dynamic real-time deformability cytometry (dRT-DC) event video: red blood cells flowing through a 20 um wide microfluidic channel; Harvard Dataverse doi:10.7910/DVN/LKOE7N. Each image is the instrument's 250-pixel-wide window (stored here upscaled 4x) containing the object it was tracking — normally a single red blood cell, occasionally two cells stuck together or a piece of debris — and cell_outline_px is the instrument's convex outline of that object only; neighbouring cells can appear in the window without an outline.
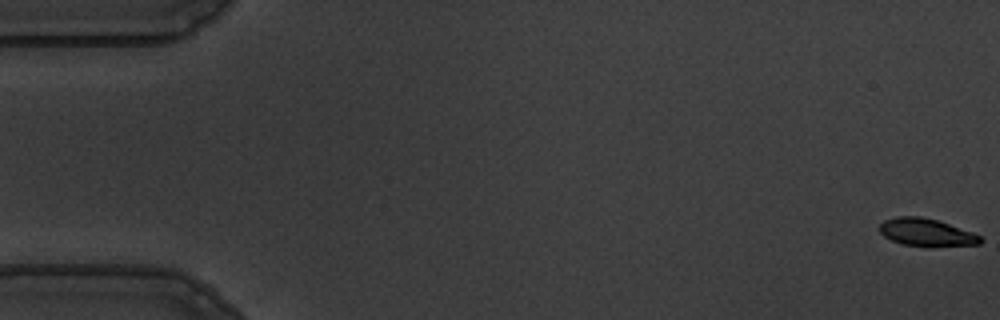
{"species": "common noctule bat (a hibernating species)", "species_latin": "Nyctalus noctula", "temperature_condition": "warm", "stored_images_in_passage": 57, "camera_frame_rate_fps": 3000, "um_per_image_px": 0.085, "animal": {"sex": "male", "body_mass_g": 19.5, "forearm_length_mm": 54.6}, "frame": {"image": 1, "passage_image": 1, "time_ms": 0.0, "image_size_px": [1000, 320], "cell_outline_px": [[984, 240], [980, 244], [900, 244], [884, 236], [880, 232], [880, 224], [884, 220], [896, 216], [920, 216], [936, 220], [972, 232], [980, 236]], "centroid_in_image_um": [78.69, 19.7], "position_along_channel_um": 6.3, "area_um2": 15.37}}
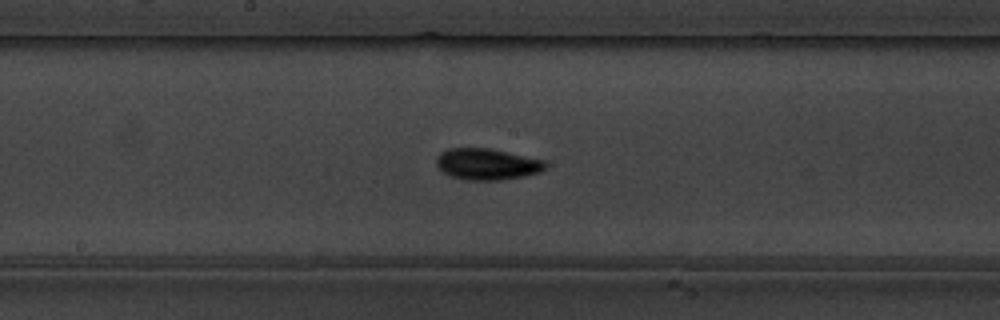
{"frame": {"image": 2, "passage_image": 30, "time_ms": 9.667, "image_size_px": [1000, 320], "cell_outline_px": [[548, 168], [540, 172], [524, 176], [500, 180], [464, 180], [452, 176], [444, 172], [436, 164], [436, 156], [440, 152], [448, 148], [488, 148], [544, 160], [548, 164]], "centroid_in_image_um": [41.41, 13.95], "position_along_channel_um": 206.8, "area_um2": 19.94}}
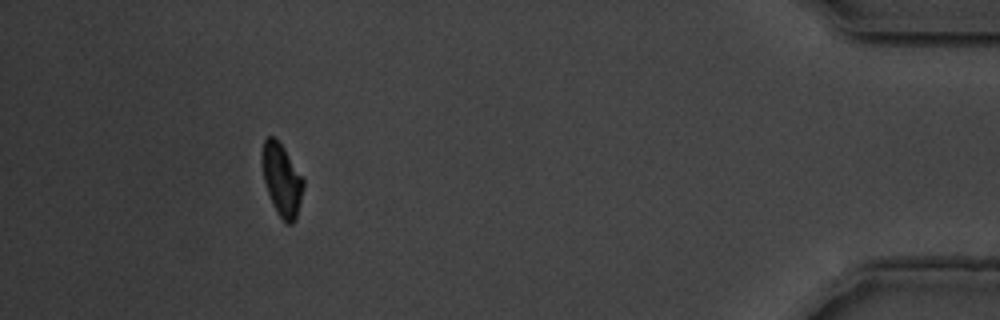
{"frame": {"image": 3, "passage_image": 52, "time_ms": 17.0, "image_size_px": [1000, 320], "cell_outline_px": [[304, 184], [296, 220], [292, 224], [288, 224], [276, 212], [272, 204], [264, 180], [260, 160], [260, 156], [264, 140], [268, 136], [272, 136], [284, 148], [304, 180]], "centroid_in_image_um": [23.93, 15.28], "position_along_channel_um": 411.3, "area_um2": 17.28}, "authors_computed_cell_mechanics": {"area_um2": 17.8602, "velocity_mm_per_s": 3.6074, "shape_relaxation_time_tau1_ms": 2.4333, "shape_relaxation_time_tau2_ms": 5.4802, "deformation_change_tau1": 0.1293, "deformation_change_tau2": 0.0974}}